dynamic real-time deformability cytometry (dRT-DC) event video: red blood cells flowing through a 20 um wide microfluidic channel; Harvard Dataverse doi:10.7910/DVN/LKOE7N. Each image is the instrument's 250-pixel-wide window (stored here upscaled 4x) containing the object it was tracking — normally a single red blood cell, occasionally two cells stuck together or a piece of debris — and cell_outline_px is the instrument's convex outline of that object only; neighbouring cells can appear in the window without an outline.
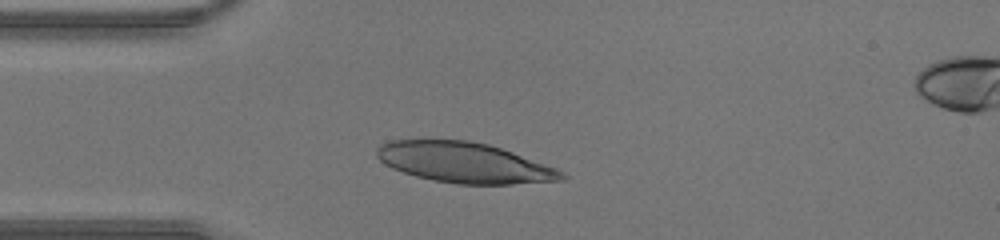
{"species": "human", "species_latin": "Homo sapiens", "temperature_condition": "warm", "stored_images_in_passage": 26, "camera_frame_rate_fps": 3000, "um_per_image_px": 0.085, "donor": {"sex": "male"}, "frame": {"image": 1, "passage_image": 1, "time_ms": 0.0, "image_size_px": [1000, 240], "cell_outline_px": [[568, 176], [564, 180], [512, 184], [456, 184], [432, 180], [416, 176], [392, 168], [384, 164], [376, 156], [376, 148], [380, 144], [392, 140], [468, 140], [488, 144], [512, 152], [556, 168], [564, 172]], "centroid_in_image_um": [39.46, 13.83], "position_along_channel_um": 45.5, "area_um2": 43.47}}
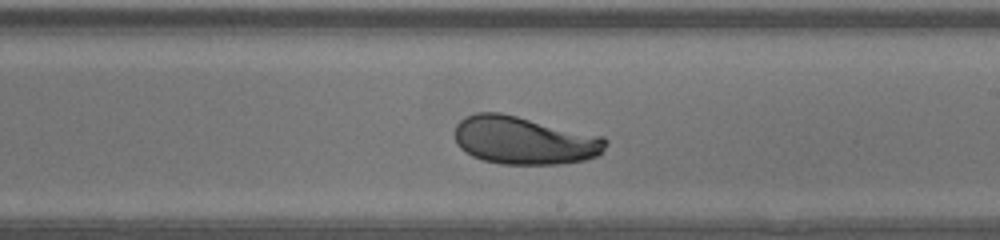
{"frame": {"image": 2, "passage_image": 15, "time_ms": 4.667, "image_size_px": [1000, 240], "cell_outline_px": [[608, 144], [600, 156], [584, 160], [556, 164], [500, 164], [484, 160], [472, 156], [464, 152], [456, 144], [456, 124], [464, 116], [476, 112], [500, 112], [604, 136], [608, 140]], "centroid_in_image_um": [44.57, 11.93], "position_along_channel_um": 244.4, "area_um2": 42.54}}
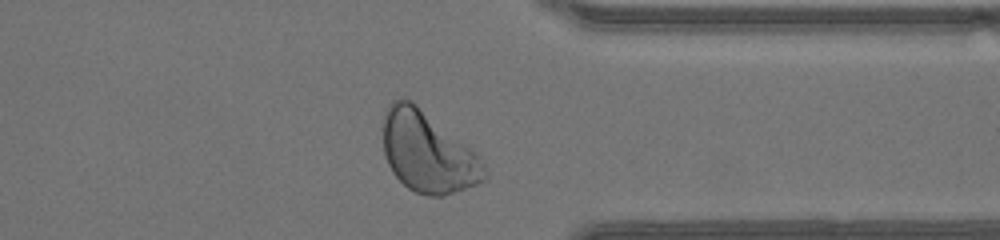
{"frame": {"image": 3, "passage_image": 24, "time_ms": 7.667, "image_size_px": [1000, 240], "cell_outline_px": [[488, 176], [484, 180], [476, 184], [444, 196], [428, 196], [416, 192], [408, 188], [392, 172], [388, 164], [384, 152], [384, 112], [388, 104], [392, 100], [400, 96], [412, 100], [472, 148], [476, 152], [484, 164], [488, 172]], "centroid_in_image_um": [36.36, 12.91], "position_along_channel_um": 375.0, "area_um2": 47.97}}